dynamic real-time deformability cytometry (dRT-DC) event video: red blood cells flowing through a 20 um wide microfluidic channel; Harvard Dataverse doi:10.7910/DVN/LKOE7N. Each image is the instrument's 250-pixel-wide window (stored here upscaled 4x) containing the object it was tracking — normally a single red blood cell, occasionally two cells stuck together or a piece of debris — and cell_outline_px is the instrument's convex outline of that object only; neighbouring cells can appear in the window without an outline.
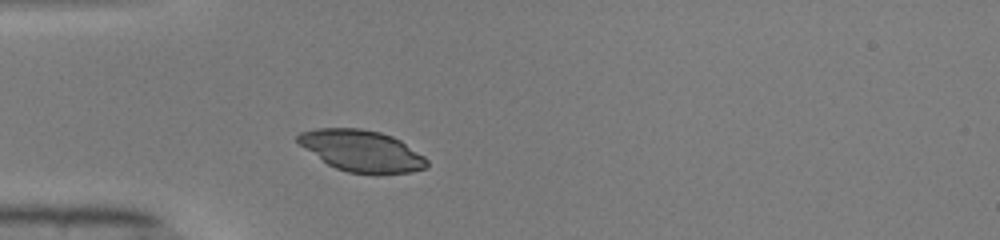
{"species": "common noctule bat (a hibernating species)", "species_latin": "Nyctalus noctula", "temperature_condition": "warm", "stored_images_in_passage": 36, "camera_frame_rate_fps": 3000, "um_per_image_px": 0.085, "animal": {"sex": "male", "body_mass_g": 19.0, "forearm_length_mm": 50.8}, "frame": {"image": 1, "passage_image": 1, "time_ms": 0.0, "image_size_px": [1000, 240], "cell_outline_px": [[428, 164], [424, 168], [412, 172], [376, 176], [348, 172], [336, 168], [328, 164], [300, 144], [296, 140], [296, 136], [300, 132], [316, 128], [360, 128], [380, 132], [392, 136], [400, 140], [424, 156], [428, 160]], "centroid_in_image_um": [30.78, 12.84], "position_along_channel_um": 54.2, "area_um2": 31.39}}
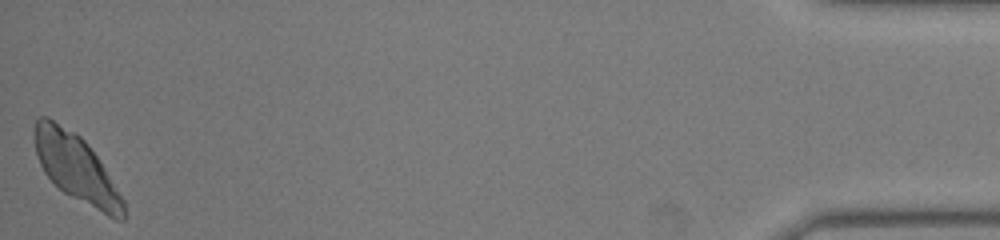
{"frame": {"image": 2, "passage_image": 36, "time_ms": 11.667, "image_size_px": [1000, 240], "cell_outline_px": [[124, 220], [116, 220], [108, 216], [64, 192], [44, 172], [40, 164], [36, 152], [36, 120], [40, 116], [48, 116], [76, 132], [88, 144], [104, 168], [124, 200]], "centroid_in_image_um": [6.49, 14.27], "position_along_channel_um": 428.7, "area_um2": 34.1}}